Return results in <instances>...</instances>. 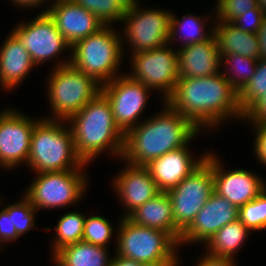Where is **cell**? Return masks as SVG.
I'll use <instances>...</instances> for the list:
<instances>
[{
  "instance_id": "cell-1",
  "label": "cell",
  "mask_w": 266,
  "mask_h": 266,
  "mask_svg": "<svg viewBox=\"0 0 266 266\" xmlns=\"http://www.w3.org/2000/svg\"><path fill=\"white\" fill-rule=\"evenodd\" d=\"M165 102L200 131L216 130L223 121L241 120L244 113L238 101V91L221 71L215 75L179 78L172 94Z\"/></svg>"
},
{
  "instance_id": "cell-2",
  "label": "cell",
  "mask_w": 266,
  "mask_h": 266,
  "mask_svg": "<svg viewBox=\"0 0 266 266\" xmlns=\"http://www.w3.org/2000/svg\"><path fill=\"white\" fill-rule=\"evenodd\" d=\"M162 112L150 116L124 135L122 162L146 166L152 160L186 146L201 131L165 101Z\"/></svg>"
},
{
  "instance_id": "cell-3",
  "label": "cell",
  "mask_w": 266,
  "mask_h": 266,
  "mask_svg": "<svg viewBox=\"0 0 266 266\" xmlns=\"http://www.w3.org/2000/svg\"><path fill=\"white\" fill-rule=\"evenodd\" d=\"M67 123L73 133L77 156L84 164L89 165L106 150L107 154L121 159L124 134L115 124L111 105L101 92Z\"/></svg>"
},
{
  "instance_id": "cell-4",
  "label": "cell",
  "mask_w": 266,
  "mask_h": 266,
  "mask_svg": "<svg viewBox=\"0 0 266 266\" xmlns=\"http://www.w3.org/2000/svg\"><path fill=\"white\" fill-rule=\"evenodd\" d=\"M26 165L35 173L84 170L88 167L77 156L73 133L67 121L43 118L33 129Z\"/></svg>"
},
{
  "instance_id": "cell-5",
  "label": "cell",
  "mask_w": 266,
  "mask_h": 266,
  "mask_svg": "<svg viewBox=\"0 0 266 266\" xmlns=\"http://www.w3.org/2000/svg\"><path fill=\"white\" fill-rule=\"evenodd\" d=\"M120 33L115 27L104 26L97 33L77 41L68 56L70 64L101 85L120 76V65L125 57Z\"/></svg>"
},
{
  "instance_id": "cell-6",
  "label": "cell",
  "mask_w": 266,
  "mask_h": 266,
  "mask_svg": "<svg viewBox=\"0 0 266 266\" xmlns=\"http://www.w3.org/2000/svg\"><path fill=\"white\" fill-rule=\"evenodd\" d=\"M57 61L46 84L53 117L43 116V119L67 121L101 92V84L75 69L70 64L71 58Z\"/></svg>"
},
{
  "instance_id": "cell-7",
  "label": "cell",
  "mask_w": 266,
  "mask_h": 266,
  "mask_svg": "<svg viewBox=\"0 0 266 266\" xmlns=\"http://www.w3.org/2000/svg\"><path fill=\"white\" fill-rule=\"evenodd\" d=\"M116 254L141 264L158 261H180L179 244L167 233L133 223L127 217L118 221Z\"/></svg>"
},
{
  "instance_id": "cell-8",
  "label": "cell",
  "mask_w": 266,
  "mask_h": 266,
  "mask_svg": "<svg viewBox=\"0 0 266 266\" xmlns=\"http://www.w3.org/2000/svg\"><path fill=\"white\" fill-rule=\"evenodd\" d=\"M35 178L22 194L39 211L69 207L80 202L88 187L87 172L64 170L34 173Z\"/></svg>"
},
{
  "instance_id": "cell-9",
  "label": "cell",
  "mask_w": 266,
  "mask_h": 266,
  "mask_svg": "<svg viewBox=\"0 0 266 266\" xmlns=\"http://www.w3.org/2000/svg\"><path fill=\"white\" fill-rule=\"evenodd\" d=\"M140 5L139 0H132L122 21V43H129L132 54L163 47L170 39L172 12Z\"/></svg>"
},
{
  "instance_id": "cell-10",
  "label": "cell",
  "mask_w": 266,
  "mask_h": 266,
  "mask_svg": "<svg viewBox=\"0 0 266 266\" xmlns=\"http://www.w3.org/2000/svg\"><path fill=\"white\" fill-rule=\"evenodd\" d=\"M214 192L213 152L205 161L167 194L170 198L175 225L183 232Z\"/></svg>"
},
{
  "instance_id": "cell-11",
  "label": "cell",
  "mask_w": 266,
  "mask_h": 266,
  "mask_svg": "<svg viewBox=\"0 0 266 266\" xmlns=\"http://www.w3.org/2000/svg\"><path fill=\"white\" fill-rule=\"evenodd\" d=\"M170 43L152 50L133 53L130 57L132 79L162 93L165 101L173 92L179 79L178 53Z\"/></svg>"
},
{
  "instance_id": "cell-12",
  "label": "cell",
  "mask_w": 266,
  "mask_h": 266,
  "mask_svg": "<svg viewBox=\"0 0 266 266\" xmlns=\"http://www.w3.org/2000/svg\"><path fill=\"white\" fill-rule=\"evenodd\" d=\"M126 73L101 85V93L108 99L117 127L125 135L142 120L138 118L147 107L152 89L132 79Z\"/></svg>"
},
{
  "instance_id": "cell-13",
  "label": "cell",
  "mask_w": 266,
  "mask_h": 266,
  "mask_svg": "<svg viewBox=\"0 0 266 266\" xmlns=\"http://www.w3.org/2000/svg\"><path fill=\"white\" fill-rule=\"evenodd\" d=\"M12 34L29 52L33 63L38 65L51 62L61 56L64 51H70L71 45L57 29L54 20L46 11H41L35 18L14 26Z\"/></svg>"
},
{
  "instance_id": "cell-14",
  "label": "cell",
  "mask_w": 266,
  "mask_h": 266,
  "mask_svg": "<svg viewBox=\"0 0 266 266\" xmlns=\"http://www.w3.org/2000/svg\"><path fill=\"white\" fill-rule=\"evenodd\" d=\"M9 108L0 111V168L4 170L27 164L31 135L41 120Z\"/></svg>"
},
{
  "instance_id": "cell-15",
  "label": "cell",
  "mask_w": 266,
  "mask_h": 266,
  "mask_svg": "<svg viewBox=\"0 0 266 266\" xmlns=\"http://www.w3.org/2000/svg\"><path fill=\"white\" fill-rule=\"evenodd\" d=\"M238 218L239 209L213 192L193 222L182 232L179 245L199 242L205 245L218 230Z\"/></svg>"
},
{
  "instance_id": "cell-16",
  "label": "cell",
  "mask_w": 266,
  "mask_h": 266,
  "mask_svg": "<svg viewBox=\"0 0 266 266\" xmlns=\"http://www.w3.org/2000/svg\"><path fill=\"white\" fill-rule=\"evenodd\" d=\"M214 192L238 209L255 199L266 183L259 175L244 168L226 170L213 152Z\"/></svg>"
},
{
  "instance_id": "cell-17",
  "label": "cell",
  "mask_w": 266,
  "mask_h": 266,
  "mask_svg": "<svg viewBox=\"0 0 266 266\" xmlns=\"http://www.w3.org/2000/svg\"><path fill=\"white\" fill-rule=\"evenodd\" d=\"M46 11L54 20L57 29L71 45L97 33L104 24L90 11L73 0H51Z\"/></svg>"
},
{
  "instance_id": "cell-18",
  "label": "cell",
  "mask_w": 266,
  "mask_h": 266,
  "mask_svg": "<svg viewBox=\"0 0 266 266\" xmlns=\"http://www.w3.org/2000/svg\"><path fill=\"white\" fill-rule=\"evenodd\" d=\"M113 179L111 186L114 188L112 189L126 210L124 215L122 214L123 217H127L137 207L160 193L146 166L125 162L123 170H120Z\"/></svg>"
},
{
  "instance_id": "cell-19",
  "label": "cell",
  "mask_w": 266,
  "mask_h": 266,
  "mask_svg": "<svg viewBox=\"0 0 266 266\" xmlns=\"http://www.w3.org/2000/svg\"><path fill=\"white\" fill-rule=\"evenodd\" d=\"M188 145L167 152L146 165L160 192L174 188L205 161L208 152L197 160Z\"/></svg>"
},
{
  "instance_id": "cell-20",
  "label": "cell",
  "mask_w": 266,
  "mask_h": 266,
  "mask_svg": "<svg viewBox=\"0 0 266 266\" xmlns=\"http://www.w3.org/2000/svg\"><path fill=\"white\" fill-rule=\"evenodd\" d=\"M179 78L212 76L221 71L216 37L177 48Z\"/></svg>"
},
{
  "instance_id": "cell-21",
  "label": "cell",
  "mask_w": 266,
  "mask_h": 266,
  "mask_svg": "<svg viewBox=\"0 0 266 266\" xmlns=\"http://www.w3.org/2000/svg\"><path fill=\"white\" fill-rule=\"evenodd\" d=\"M34 67L27 49L10 32L0 48V88L6 92L16 89Z\"/></svg>"
},
{
  "instance_id": "cell-22",
  "label": "cell",
  "mask_w": 266,
  "mask_h": 266,
  "mask_svg": "<svg viewBox=\"0 0 266 266\" xmlns=\"http://www.w3.org/2000/svg\"><path fill=\"white\" fill-rule=\"evenodd\" d=\"M127 218L133 223L167 232L178 244L182 231L175 225L173 208L167 192H160L137 207Z\"/></svg>"
},
{
  "instance_id": "cell-23",
  "label": "cell",
  "mask_w": 266,
  "mask_h": 266,
  "mask_svg": "<svg viewBox=\"0 0 266 266\" xmlns=\"http://www.w3.org/2000/svg\"><path fill=\"white\" fill-rule=\"evenodd\" d=\"M213 34L216 37L220 57L238 54L260 59L261 51L256 33L244 32L231 22L213 21Z\"/></svg>"
},
{
  "instance_id": "cell-24",
  "label": "cell",
  "mask_w": 266,
  "mask_h": 266,
  "mask_svg": "<svg viewBox=\"0 0 266 266\" xmlns=\"http://www.w3.org/2000/svg\"><path fill=\"white\" fill-rule=\"evenodd\" d=\"M252 231L239 219L218 230L205 244L206 254L216 258H229L236 261L238 250L244 246Z\"/></svg>"
},
{
  "instance_id": "cell-25",
  "label": "cell",
  "mask_w": 266,
  "mask_h": 266,
  "mask_svg": "<svg viewBox=\"0 0 266 266\" xmlns=\"http://www.w3.org/2000/svg\"><path fill=\"white\" fill-rule=\"evenodd\" d=\"M108 249L79 241L57 251L53 258L60 266H109L112 256Z\"/></svg>"
},
{
  "instance_id": "cell-26",
  "label": "cell",
  "mask_w": 266,
  "mask_h": 266,
  "mask_svg": "<svg viewBox=\"0 0 266 266\" xmlns=\"http://www.w3.org/2000/svg\"><path fill=\"white\" fill-rule=\"evenodd\" d=\"M211 14L214 16V12H211L206 18L204 15L195 16L192 13H188L182 16L181 19H178L172 12L169 43L173 45V43H175L174 41L178 40V42L181 41L180 45L183 47L208 39L213 34V22L212 26H210L207 31L205 26H207L206 24L210 22L212 18V16H210Z\"/></svg>"
},
{
  "instance_id": "cell-27",
  "label": "cell",
  "mask_w": 266,
  "mask_h": 266,
  "mask_svg": "<svg viewBox=\"0 0 266 266\" xmlns=\"http://www.w3.org/2000/svg\"><path fill=\"white\" fill-rule=\"evenodd\" d=\"M86 215L79 211H68L56 224L55 237L51 240L52 256L61 248L82 241Z\"/></svg>"
},
{
  "instance_id": "cell-28",
  "label": "cell",
  "mask_w": 266,
  "mask_h": 266,
  "mask_svg": "<svg viewBox=\"0 0 266 266\" xmlns=\"http://www.w3.org/2000/svg\"><path fill=\"white\" fill-rule=\"evenodd\" d=\"M221 58V73L227 81L239 92L247 82L253 77L256 67L257 59L244 57L238 54H230ZM228 67V68H227ZM227 69V70H226Z\"/></svg>"
},
{
  "instance_id": "cell-29",
  "label": "cell",
  "mask_w": 266,
  "mask_h": 266,
  "mask_svg": "<svg viewBox=\"0 0 266 266\" xmlns=\"http://www.w3.org/2000/svg\"><path fill=\"white\" fill-rule=\"evenodd\" d=\"M76 4L92 12L104 26L122 22L132 0H73Z\"/></svg>"
},
{
  "instance_id": "cell-30",
  "label": "cell",
  "mask_w": 266,
  "mask_h": 266,
  "mask_svg": "<svg viewBox=\"0 0 266 266\" xmlns=\"http://www.w3.org/2000/svg\"><path fill=\"white\" fill-rule=\"evenodd\" d=\"M266 93V59H259L253 77L238 92V101L244 113L258 98Z\"/></svg>"
},
{
  "instance_id": "cell-31",
  "label": "cell",
  "mask_w": 266,
  "mask_h": 266,
  "mask_svg": "<svg viewBox=\"0 0 266 266\" xmlns=\"http://www.w3.org/2000/svg\"><path fill=\"white\" fill-rule=\"evenodd\" d=\"M114 228L109 220L100 215L87 216L84 222L82 241L108 249Z\"/></svg>"
},
{
  "instance_id": "cell-32",
  "label": "cell",
  "mask_w": 266,
  "mask_h": 266,
  "mask_svg": "<svg viewBox=\"0 0 266 266\" xmlns=\"http://www.w3.org/2000/svg\"><path fill=\"white\" fill-rule=\"evenodd\" d=\"M238 219L252 232L266 230V188L239 208Z\"/></svg>"
},
{
  "instance_id": "cell-33",
  "label": "cell",
  "mask_w": 266,
  "mask_h": 266,
  "mask_svg": "<svg viewBox=\"0 0 266 266\" xmlns=\"http://www.w3.org/2000/svg\"><path fill=\"white\" fill-rule=\"evenodd\" d=\"M5 206L9 216H12V222L19 237L35 227L34 219L37 210L24 195L16 203Z\"/></svg>"
},
{
  "instance_id": "cell-34",
  "label": "cell",
  "mask_w": 266,
  "mask_h": 266,
  "mask_svg": "<svg viewBox=\"0 0 266 266\" xmlns=\"http://www.w3.org/2000/svg\"><path fill=\"white\" fill-rule=\"evenodd\" d=\"M215 3L214 15L216 16L213 18L223 22H232L241 14L260 8L258 0H216Z\"/></svg>"
},
{
  "instance_id": "cell-35",
  "label": "cell",
  "mask_w": 266,
  "mask_h": 266,
  "mask_svg": "<svg viewBox=\"0 0 266 266\" xmlns=\"http://www.w3.org/2000/svg\"><path fill=\"white\" fill-rule=\"evenodd\" d=\"M265 16L261 8H255L236 17L231 23L244 32L257 33Z\"/></svg>"
},
{
  "instance_id": "cell-36",
  "label": "cell",
  "mask_w": 266,
  "mask_h": 266,
  "mask_svg": "<svg viewBox=\"0 0 266 266\" xmlns=\"http://www.w3.org/2000/svg\"><path fill=\"white\" fill-rule=\"evenodd\" d=\"M253 125V130L255 131L253 150L255 157L259 160L261 164L266 166V124L246 122Z\"/></svg>"
},
{
  "instance_id": "cell-37",
  "label": "cell",
  "mask_w": 266,
  "mask_h": 266,
  "mask_svg": "<svg viewBox=\"0 0 266 266\" xmlns=\"http://www.w3.org/2000/svg\"><path fill=\"white\" fill-rule=\"evenodd\" d=\"M18 238L19 236L12 222V216H9L8 211L3 207L0 211V248L3 247L1 245L15 241Z\"/></svg>"
},
{
  "instance_id": "cell-38",
  "label": "cell",
  "mask_w": 266,
  "mask_h": 266,
  "mask_svg": "<svg viewBox=\"0 0 266 266\" xmlns=\"http://www.w3.org/2000/svg\"><path fill=\"white\" fill-rule=\"evenodd\" d=\"M242 120L266 124V93L258 98L245 112Z\"/></svg>"
},
{
  "instance_id": "cell-39",
  "label": "cell",
  "mask_w": 266,
  "mask_h": 266,
  "mask_svg": "<svg viewBox=\"0 0 266 266\" xmlns=\"http://www.w3.org/2000/svg\"><path fill=\"white\" fill-rule=\"evenodd\" d=\"M235 262L229 258H216L205 254L196 266H237Z\"/></svg>"
},
{
  "instance_id": "cell-40",
  "label": "cell",
  "mask_w": 266,
  "mask_h": 266,
  "mask_svg": "<svg viewBox=\"0 0 266 266\" xmlns=\"http://www.w3.org/2000/svg\"><path fill=\"white\" fill-rule=\"evenodd\" d=\"M256 34L260 45V58L266 59V16L264 17L263 23Z\"/></svg>"
},
{
  "instance_id": "cell-41",
  "label": "cell",
  "mask_w": 266,
  "mask_h": 266,
  "mask_svg": "<svg viewBox=\"0 0 266 266\" xmlns=\"http://www.w3.org/2000/svg\"><path fill=\"white\" fill-rule=\"evenodd\" d=\"M140 265H141V263H139L133 259L119 256L115 253V255L112 256V259H111L109 266H140Z\"/></svg>"
},
{
  "instance_id": "cell-42",
  "label": "cell",
  "mask_w": 266,
  "mask_h": 266,
  "mask_svg": "<svg viewBox=\"0 0 266 266\" xmlns=\"http://www.w3.org/2000/svg\"><path fill=\"white\" fill-rule=\"evenodd\" d=\"M12 1L11 3L15 4L14 6H16L17 8H25V9H34L37 8L38 6H41L42 4H44L45 2L49 1V0H10Z\"/></svg>"
},
{
  "instance_id": "cell-43",
  "label": "cell",
  "mask_w": 266,
  "mask_h": 266,
  "mask_svg": "<svg viewBox=\"0 0 266 266\" xmlns=\"http://www.w3.org/2000/svg\"><path fill=\"white\" fill-rule=\"evenodd\" d=\"M180 261H158L154 263H145L140 266H179Z\"/></svg>"
},
{
  "instance_id": "cell-44",
  "label": "cell",
  "mask_w": 266,
  "mask_h": 266,
  "mask_svg": "<svg viewBox=\"0 0 266 266\" xmlns=\"http://www.w3.org/2000/svg\"><path fill=\"white\" fill-rule=\"evenodd\" d=\"M258 5L266 15V0H258Z\"/></svg>"
},
{
  "instance_id": "cell-45",
  "label": "cell",
  "mask_w": 266,
  "mask_h": 266,
  "mask_svg": "<svg viewBox=\"0 0 266 266\" xmlns=\"http://www.w3.org/2000/svg\"><path fill=\"white\" fill-rule=\"evenodd\" d=\"M52 261L55 262L53 264H55L56 266H60L53 258H52Z\"/></svg>"
},
{
  "instance_id": "cell-46",
  "label": "cell",
  "mask_w": 266,
  "mask_h": 266,
  "mask_svg": "<svg viewBox=\"0 0 266 266\" xmlns=\"http://www.w3.org/2000/svg\"><path fill=\"white\" fill-rule=\"evenodd\" d=\"M1 195V194H0ZM3 203H2V200H1V197H0V206L2 205Z\"/></svg>"
}]
</instances>
